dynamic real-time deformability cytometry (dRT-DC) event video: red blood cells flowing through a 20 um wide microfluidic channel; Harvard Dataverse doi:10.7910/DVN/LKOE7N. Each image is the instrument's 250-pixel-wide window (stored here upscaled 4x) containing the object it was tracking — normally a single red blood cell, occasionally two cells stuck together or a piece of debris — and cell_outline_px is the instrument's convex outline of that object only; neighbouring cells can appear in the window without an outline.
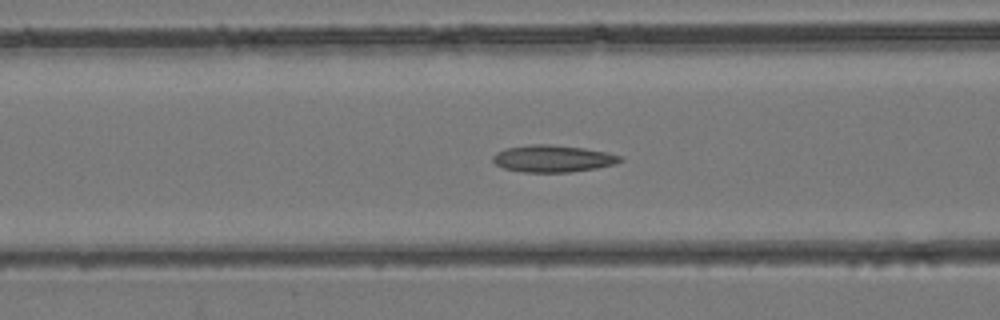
{"species": "common noctule bat (a hibernating species)", "species_latin": "Nyctalus noctula", "temperature_condition": "room temperature", "stored_images_in_passage": 44, "camera_frame_rate_fps": 3000, "um_per_image_px": 0.085, "animal": {"sex": "female", "body_mass_g": 24.6, "forearm_length_mm": 56.2}, "frame": {"image": 1, "passage_image": 18, "time_ms": 5.667, "image_size_px": [1000, 320], "cell_outline_px": [[624, 160], [616, 164], [596, 168], [568, 172], [524, 172], [504, 168], [496, 164], [492, 160], [492, 156], [496, 152], [504, 148], [528, 144], [552, 144], [584, 148], [608, 152], [620, 156]], "centroid_in_image_um": [46.98, 13.47], "position_along_channel_um": 119.6, "area_um2": 20.17}}
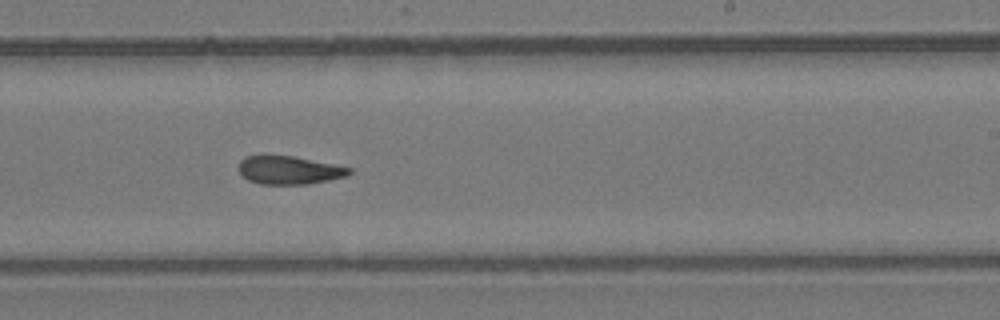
{"frame": {"image": 2, "passage_image": 27, "time_ms": 8.667, "image_size_px": [1000, 320], "cell_outline_px": [[352, 172], [348, 176], [308, 184], [260, 184], [248, 180], [240, 176], [236, 168], [240, 160], [248, 156], [296, 156], [352, 168]], "centroid_in_image_um": [24.55, 14.47], "position_along_channel_um": 264.5, "area_um2": 18.38}}
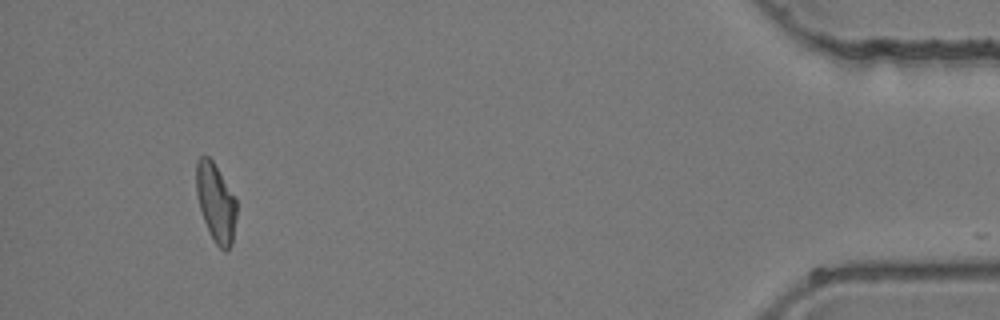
{"frame": {"image": 3, "passage_image": 41, "time_ms": 13.333, "image_size_px": [1000, 320], "cell_outline_px": [[236, 216], [232, 244], [228, 252], [224, 252], [216, 244], [204, 220], [200, 208], [196, 192], [196, 160], [200, 156], [208, 156], [212, 160], [236, 200]], "centroid_in_image_um": [18.34, 17.23], "position_along_channel_um": 416.9, "area_um2": 18.15}}